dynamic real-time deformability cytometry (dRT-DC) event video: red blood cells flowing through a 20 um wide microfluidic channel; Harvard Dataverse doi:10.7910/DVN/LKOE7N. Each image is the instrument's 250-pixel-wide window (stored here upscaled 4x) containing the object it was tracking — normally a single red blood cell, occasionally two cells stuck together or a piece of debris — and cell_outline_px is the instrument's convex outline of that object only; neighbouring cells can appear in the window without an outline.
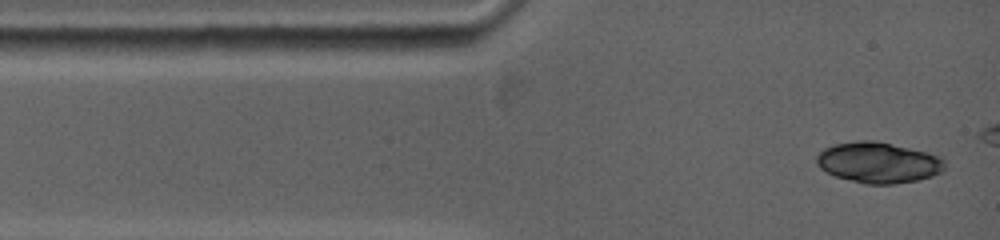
{"species": "common noctule bat (a hibernating species)", "species_latin": "Nyctalus noctula", "temperature_condition": "warm", "stored_images_in_passage": 5, "camera_frame_rate_fps": 5000, "um_per_image_px": 0.085, "animal": {"sex": "female", "body_mass_g": 19.0, "forearm_length_mm": 53.3}, "frame": {"image": 1, "passage_image": 1, "time_ms": 0.0, "image_size_px": [1000, 240], "cell_outline_px": [[944, 172], [932, 176], [916, 180], [892, 184], [864, 184], [836, 176], [820, 168], [816, 160], [816, 156], [824, 148], [836, 144], [860, 140], [876, 140], [944, 156]], "centroid_in_image_um": [74.7, 13.81], "position_along_channel_um": 10.3, "area_um2": 30.52}}